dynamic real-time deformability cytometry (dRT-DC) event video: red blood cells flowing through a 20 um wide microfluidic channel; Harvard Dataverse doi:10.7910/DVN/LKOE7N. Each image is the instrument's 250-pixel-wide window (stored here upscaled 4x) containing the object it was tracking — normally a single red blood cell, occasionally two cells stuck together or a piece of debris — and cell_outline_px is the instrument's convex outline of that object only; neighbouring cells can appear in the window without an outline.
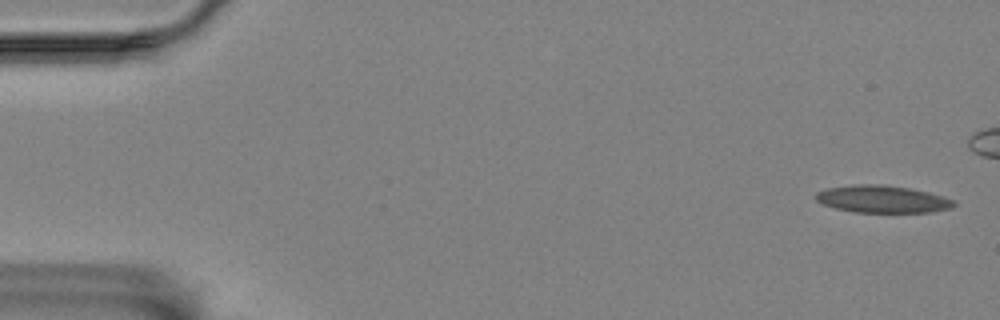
{"species": "Egyptian fruit bat (a non-hibernating species)", "species_latin": "Rousettus aegyptiacus", "temperature_condition": "room temperature", "stored_images_in_passage": 47, "camera_frame_rate_fps": 3000, "um_per_image_px": 0.085, "animal": {"sex": "female"}, "frame": {"image": 1, "passage_image": 2, "time_ms": 0.333, "image_size_px": [1000, 320], "cell_outline_px": [[956, 204], [952, 208], [932, 212], [856, 212], [836, 208], [824, 204], [816, 200], [816, 192], [828, 188], [852, 184], [884, 184], [908, 188], [928, 192], [952, 200]], "centroid_in_image_um": [74.99, 16.92], "position_along_channel_um": 10.0, "area_um2": 21.79}}
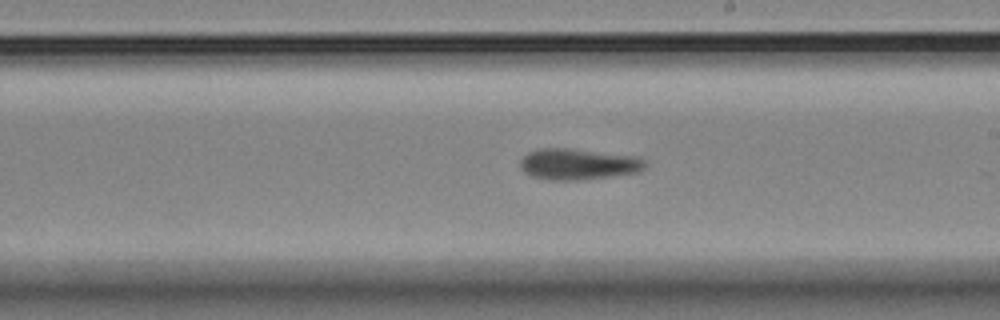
{"frame": {"image": 2, "passage_image": 33, "time_ms": 10.667, "image_size_px": [1000, 320], "cell_outline_px": [[644, 168], [640, 172], [612, 176], [576, 180], [552, 180], [532, 176], [524, 172], [520, 168], [520, 160], [528, 152], [536, 148], [572, 148], [632, 156], [644, 160]], "centroid_in_image_um": [49.09, 13.95], "position_along_channel_um": 239.9, "area_um2": 22.54}}
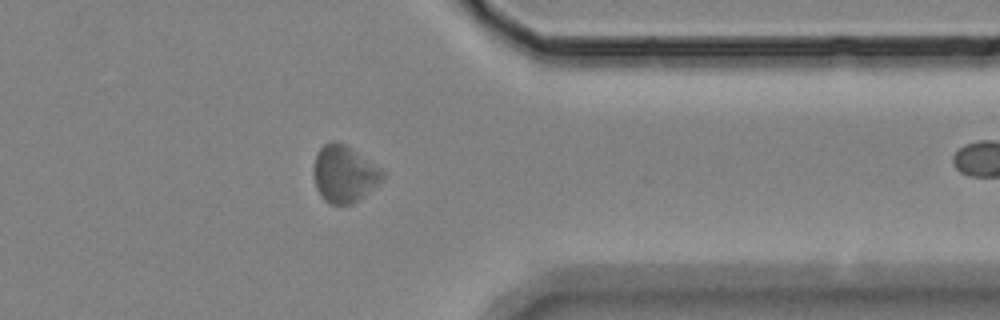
{"frame": {"image": 3, "passage_image": 46, "time_ms": 15.0, "image_size_px": [1000, 320], "cell_outline_px": [[384, 176], [376, 184], [352, 204], [332, 204], [324, 200], [316, 188], [312, 172], [312, 168], [316, 156], [320, 148], [324, 144], [332, 140], [344, 144], [384, 172]], "centroid_in_image_um": [29.17, 14.78], "position_along_channel_um": 382.2, "area_um2": 22.14}}